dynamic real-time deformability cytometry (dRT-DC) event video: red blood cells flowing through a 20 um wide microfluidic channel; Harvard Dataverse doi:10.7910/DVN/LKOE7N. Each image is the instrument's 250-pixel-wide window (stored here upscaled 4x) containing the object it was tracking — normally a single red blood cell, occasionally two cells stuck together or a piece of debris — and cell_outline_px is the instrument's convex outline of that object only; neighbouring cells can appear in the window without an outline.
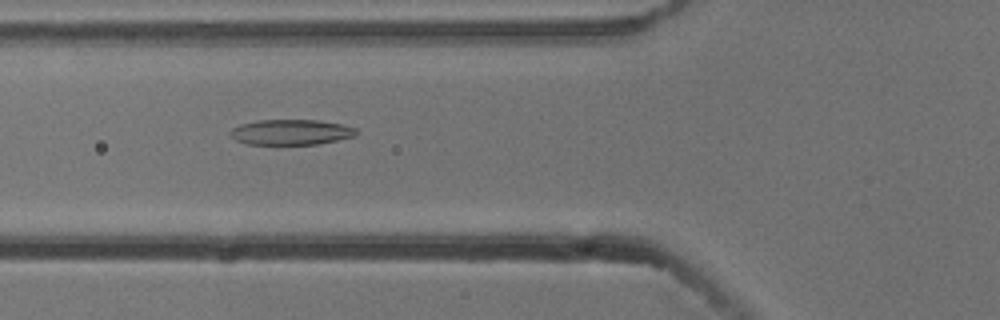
{"species": "common noctule bat (a hibernating species)", "species_latin": "Nyctalus noctula", "temperature_condition": "cold", "stored_images_in_passage": 4, "camera_frame_rate_fps": 3000, "um_per_image_px": 0.085, "animal": {"sex": "male", "body_mass_g": 13.3}, "frame": {"image": 1, "passage_image": 3, "time_ms": 0.667, "image_size_px": [1000, 320], "cell_outline_px": [[360, 132], [356, 136], [316, 144], [248, 144], [236, 140], [228, 132], [232, 128], [240, 124], [260, 120], [316, 120], [340, 124], [356, 128]], "centroid_in_image_um": [24.74, 11.23], "position_along_channel_um": 101.1, "area_um2": 18.55}}
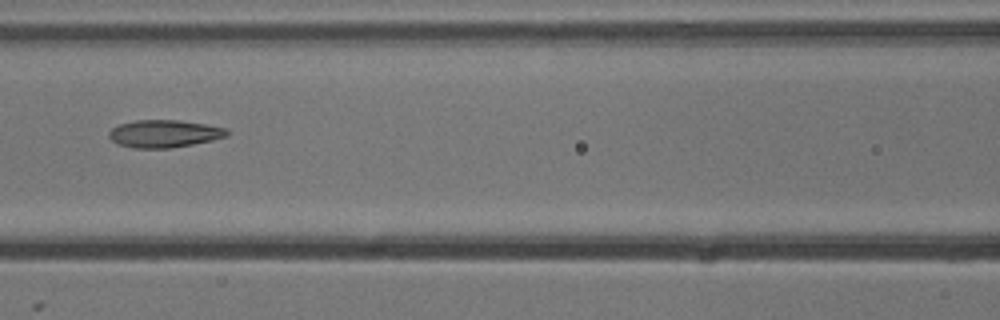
{"frame": {"image": 2, "passage_image": 4, "time_ms": 1.0, "image_size_px": [1000, 320], "cell_outline_px": [[228, 136], [212, 140], [172, 148], [132, 148], [120, 144], [112, 140], [108, 136], [108, 132], [112, 128], [120, 124], [136, 120], [180, 120], [228, 128]], "centroid_in_image_um": [13.97, 11.36], "position_along_channel_um": 152.6, "area_um2": 18.9}}